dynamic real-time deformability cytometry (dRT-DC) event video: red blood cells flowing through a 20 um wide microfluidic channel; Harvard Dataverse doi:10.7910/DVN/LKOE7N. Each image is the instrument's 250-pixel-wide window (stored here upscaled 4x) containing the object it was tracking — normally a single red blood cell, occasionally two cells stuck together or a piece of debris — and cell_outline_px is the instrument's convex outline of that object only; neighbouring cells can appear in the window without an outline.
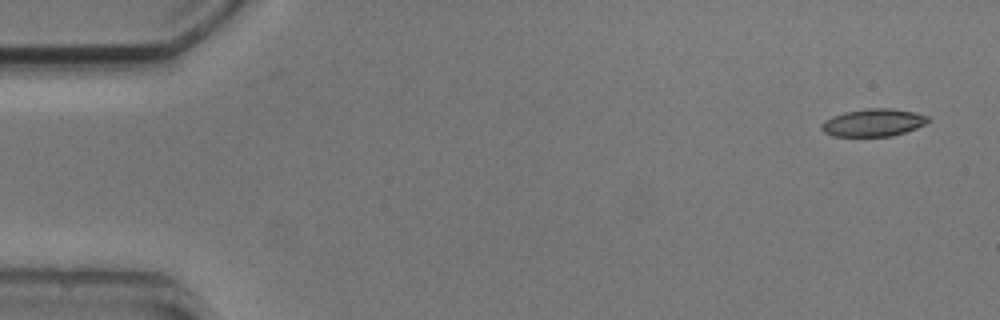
{"species": "common noctule bat (a hibernating species)", "species_latin": "Nyctalus noctula", "temperature_condition": "cold", "stored_images_in_passage": 6, "camera_frame_rate_fps": 3000, "um_per_image_px": 0.085, "animal": {"sex": "male", "body_mass_g": 20.5, "forearm_length_mm": 52.5}, "frame": {"image": 1, "passage_image": 1, "time_ms": 0.0, "image_size_px": [1000, 320], "cell_outline_px": [[928, 120], [924, 124], [916, 128], [892, 136], [832, 136], [824, 132], [820, 128], [820, 124], [824, 120], [832, 116], [844, 112], [868, 108], [892, 108], [912, 112], [928, 116]], "centroid_in_image_um": [74.17, 10.42], "position_along_channel_um": 10.8, "area_um2": 17.05}}